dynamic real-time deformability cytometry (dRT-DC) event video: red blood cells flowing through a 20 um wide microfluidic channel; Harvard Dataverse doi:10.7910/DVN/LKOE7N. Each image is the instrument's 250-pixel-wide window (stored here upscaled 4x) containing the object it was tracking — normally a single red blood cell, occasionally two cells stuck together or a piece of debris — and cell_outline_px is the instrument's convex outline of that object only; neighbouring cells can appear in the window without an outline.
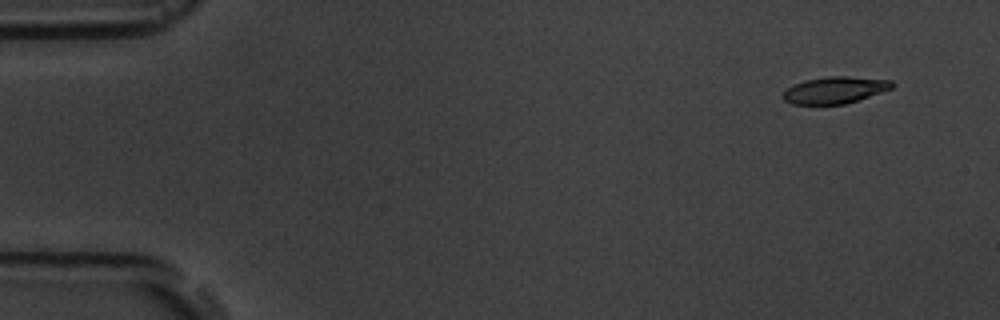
{"species": "common noctule bat (a hibernating species)", "species_latin": "Nyctalus noctula", "temperature_condition": "room temperature", "stored_images_in_passage": 5, "camera_frame_rate_fps": 3000, "um_per_image_px": 0.085, "animal": {"sex": "male", "body_mass_g": 19.5, "forearm_length_mm": 54.6}, "frame": {"image": 1, "passage_image": 1, "time_ms": 0.0, "image_size_px": [1000, 320], "cell_outline_px": [[896, 84], [892, 88], [844, 104], [792, 104], [784, 100], [784, 92], [792, 84], [804, 80], [828, 76], [848, 76], [892, 80]], "centroid_in_image_um": [70.96, 7.64], "position_along_channel_um": 14.0, "area_um2": 16.88}}
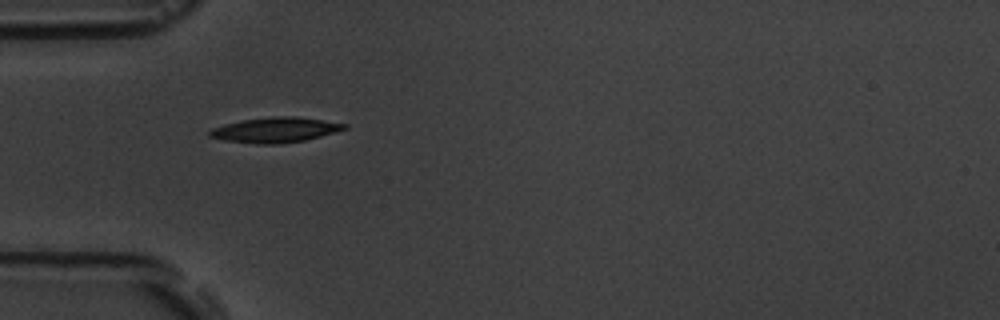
{"frame": {"image": 2, "passage_image": 4, "time_ms": 4.333, "image_size_px": [1000, 320], "cell_outline_px": [[348, 128], [320, 136], [304, 140], [280, 144], [256, 144], [224, 140], [208, 136], [208, 132], [212, 128], [224, 124], [244, 120], [272, 116], [296, 116], [348, 124]], "centroid_in_image_um": [23.39, 11.04], "position_along_channel_um": 61.6, "area_um2": 19.65}}
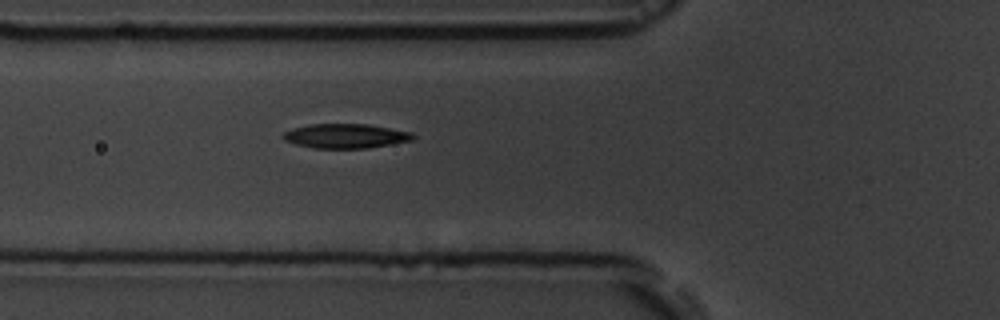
{"frame": {"image": 3, "passage_image": 5, "time_ms": 5.333, "image_size_px": [1000, 320], "cell_outline_px": [[416, 136], [412, 140], [368, 148], [312, 148], [296, 144], [284, 140], [280, 136], [284, 132], [292, 128], [312, 124], [368, 124], [412, 132]], "centroid_in_image_um": [29.36, 11.56], "position_along_channel_um": 96.4, "area_um2": 18.5}}